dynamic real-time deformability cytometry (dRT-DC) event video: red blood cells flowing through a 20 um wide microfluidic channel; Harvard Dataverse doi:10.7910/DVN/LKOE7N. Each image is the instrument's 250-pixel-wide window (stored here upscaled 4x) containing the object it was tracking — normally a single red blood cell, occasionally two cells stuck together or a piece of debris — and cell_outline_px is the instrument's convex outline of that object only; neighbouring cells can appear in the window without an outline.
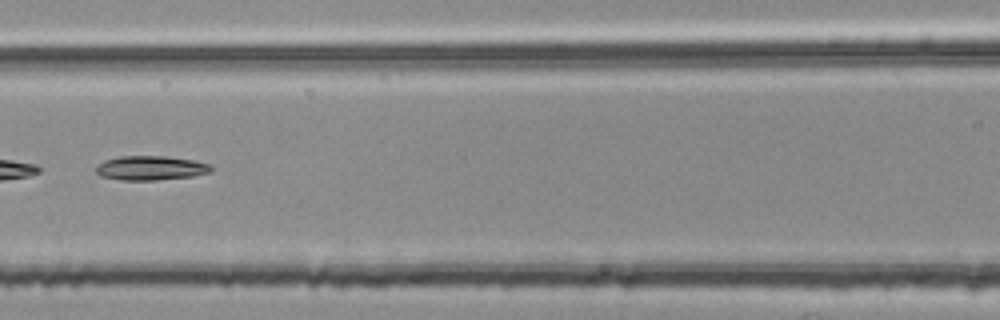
{"species": "common noctule bat (a hibernating species)", "species_latin": "Nyctalus noctula", "temperature_condition": "room temperature", "stored_images_in_passage": 5, "camera_frame_rate_fps": 3000, "um_per_image_px": 0.085, "animal": {"sex": "female", "body_mass_g": 25.1}, "frame": {"image": 1, "passage_image": 5, "time_ms": 1.333, "image_size_px": [1000, 320], "cell_outline_px": [[212, 172], [192, 176], [156, 180], [120, 180], [100, 176], [96, 172], [96, 164], [104, 160], [120, 156], [164, 156], [192, 160], [208, 164], [212, 168]], "centroid_in_image_um": [12.76, 14.28], "position_along_channel_um": 153.8, "area_um2": 16.3}}